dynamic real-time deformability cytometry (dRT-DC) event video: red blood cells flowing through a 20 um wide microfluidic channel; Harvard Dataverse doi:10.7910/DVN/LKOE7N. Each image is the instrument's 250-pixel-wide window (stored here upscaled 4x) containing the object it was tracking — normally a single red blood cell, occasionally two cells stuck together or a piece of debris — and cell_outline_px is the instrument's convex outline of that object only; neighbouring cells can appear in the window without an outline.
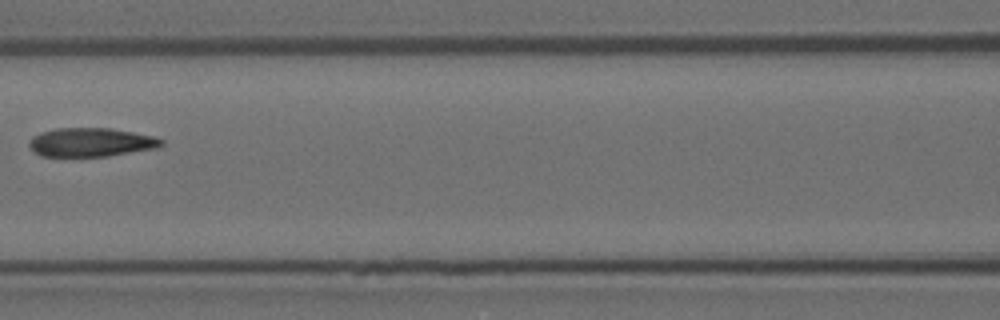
{"species": "Egyptian fruit bat (a non-hibernating species)", "species_latin": "Rousettus aegyptiacus", "temperature_condition": "room temperature", "stored_images_in_passage": 7, "camera_frame_rate_fps": 3000, "um_per_image_px": 0.085, "animal": {"sex": "female"}, "frame": {"image": 1, "passage_image": 7, "time_ms": 2.0, "image_size_px": [1000, 320], "cell_outline_px": [[164, 144], [156, 148], [108, 156], [40, 156], [28, 144], [28, 140], [32, 136], [40, 132], [56, 128], [112, 128], [156, 136], [164, 140]], "centroid_in_image_um": [7.75, 12.08], "position_along_channel_um": 158.9, "area_um2": 22.31}}